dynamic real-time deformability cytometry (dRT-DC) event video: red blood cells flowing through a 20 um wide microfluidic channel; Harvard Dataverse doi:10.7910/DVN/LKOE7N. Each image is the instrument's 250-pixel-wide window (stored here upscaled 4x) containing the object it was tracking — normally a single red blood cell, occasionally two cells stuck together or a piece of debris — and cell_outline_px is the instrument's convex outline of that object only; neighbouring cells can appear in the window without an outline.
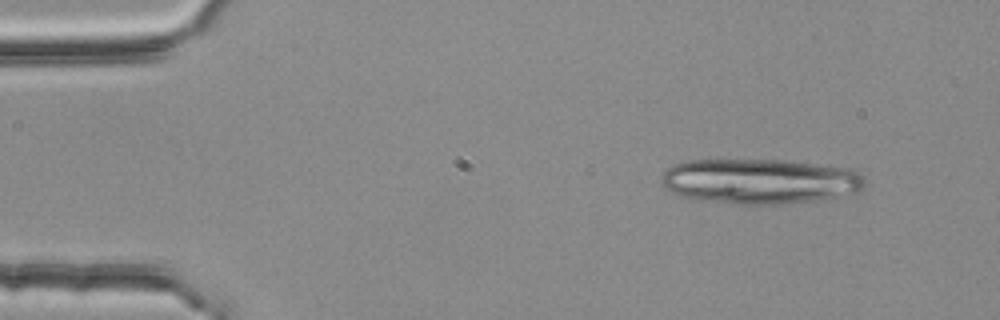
{"species": "common noctule bat (a hibernating species)", "species_latin": "Nyctalus noctula", "temperature_condition": "room temperature", "stored_images_in_passage": 2, "camera_frame_rate_fps": 3000, "um_per_image_px": 0.085, "animal": {"sex": "female", "body_mass_g": 25.1}, "frame": {"image": 1, "passage_image": 1, "time_ms": 0.0, "image_size_px": [1000, 320], "cell_outline_px": [[864, 184], [856, 192], [844, 196], [816, 200], [772, 204], [740, 204], [700, 200], [684, 196], [672, 192], [664, 188], [660, 184], [660, 176], [664, 168], [672, 164], [688, 160], [776, 160], [848, 168], [864, 176]], "centroid_in_image_um": [64.5, 15.4], "position_along_channel_um": 20.5, "area_um2": 53.35}}